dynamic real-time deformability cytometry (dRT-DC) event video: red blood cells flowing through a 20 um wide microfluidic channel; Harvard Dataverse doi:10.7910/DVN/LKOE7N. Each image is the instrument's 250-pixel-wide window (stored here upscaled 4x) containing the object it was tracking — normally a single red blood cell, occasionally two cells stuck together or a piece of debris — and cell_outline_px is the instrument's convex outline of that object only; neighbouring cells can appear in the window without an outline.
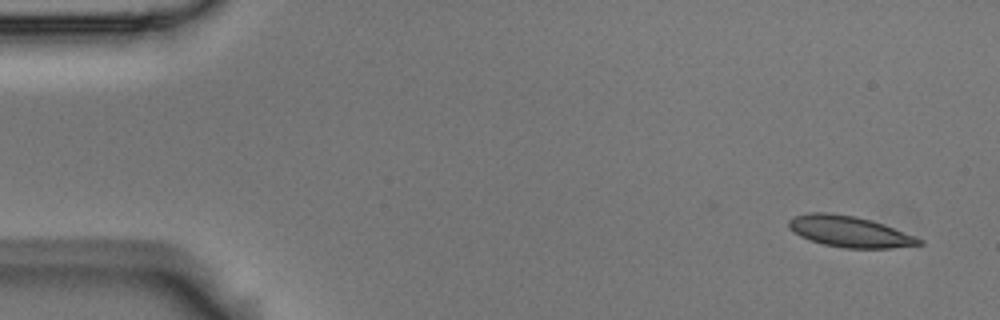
{"species": "Egyptian fruit bat (a non-hibernating species)", "species_latin": "Rousettus aegyptiacus", "temperature_condition": "room temperature", "stored_images_in_passage": 4, "camera_frame_rate_fps": 3000, "um_per_image_px": 0.085, "animal": {"sex": "male"}, "frame": {"image": 1, "passage_image": 1, "time_ms": 0.0, "image_size_px": [1000, 320], "cell_outline_px": [[924, 244], [892, 248], [844, 248], [824, 244], [808, 240], [800, 236], [788, 228], [788, 220], [792, 216], [808, 212], [832, 212], [852, 216], [884, 224], [924, 240]], "centroid_in_image_um": [72.16, 19.68], "position_along_channel_um": 12.8, "area_um2": 23.64}}
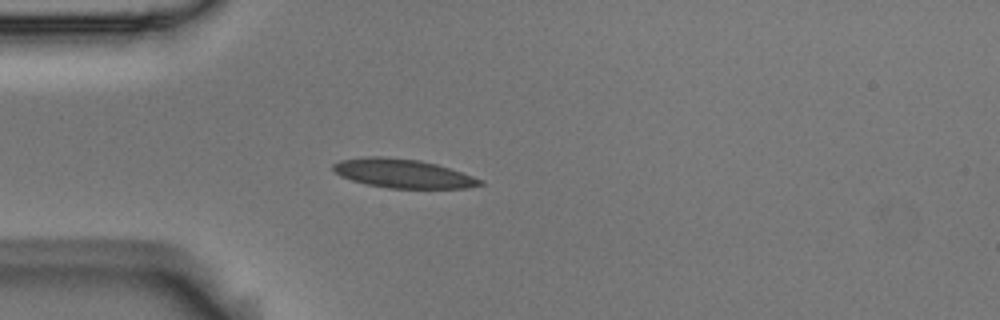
{"frame": {"image": 2, "passage_image": 4, "time_ms": 1.0, "image_size_px": [1000, 320], "cell_outline_px": [[484, 184], [468, 188], [388, 188], [368, 184], [352, 180], [340, 176], [332, 168], [332, 164], [340, 160], [368, 156], [384, 156], [420, 160], [436, 164], [484, 180]], "centroid_in_image_um": [34.24, 14.74], "position_along_channel_um": 50.8, "area_um2": 24.62}}